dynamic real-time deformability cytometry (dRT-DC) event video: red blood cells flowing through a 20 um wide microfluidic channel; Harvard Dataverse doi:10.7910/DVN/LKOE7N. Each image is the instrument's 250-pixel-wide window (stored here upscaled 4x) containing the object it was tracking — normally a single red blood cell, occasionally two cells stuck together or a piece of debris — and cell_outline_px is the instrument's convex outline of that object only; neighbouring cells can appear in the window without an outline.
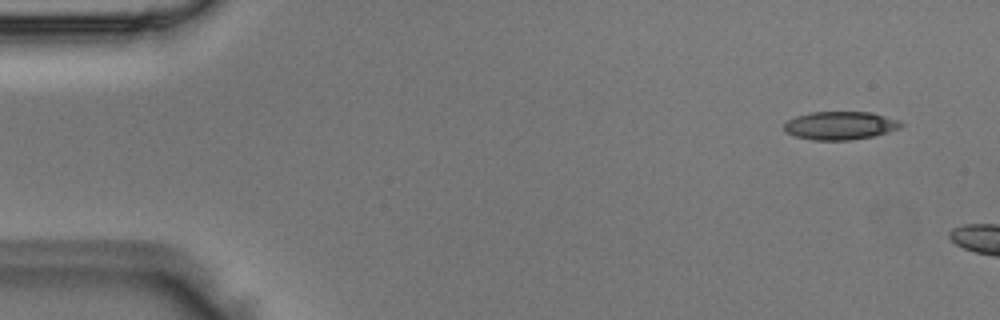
{"species": "Egyptian fruit bat (a non-hibernating species)", "species_latin": "Rousettus aegyptiacus", "temperature_condition": "room temperature", "stored_images_in_passage": 3, "camera_frame_rate_fps": 3000, "um_per_image_px": 0.085, "animal": {"sex": "male"}, "frame": {"image": 1, "passage_image": 1, "time_ms": 0.0, "image_size_px": [1000, 320], "cell_outline_px": [[904, 124], [900, 128], [888, 132], [872, 136], [852, 140], [812, 140], [796, 136], [784, 132], [784, 124], [788, 120], [796, 116], [812, 112], [872, 112], [900, 120]], "centroid_in_image_um": [71.43, 10.67], "position_along_channel_um": 13.6, "area_um2": 19.31}}